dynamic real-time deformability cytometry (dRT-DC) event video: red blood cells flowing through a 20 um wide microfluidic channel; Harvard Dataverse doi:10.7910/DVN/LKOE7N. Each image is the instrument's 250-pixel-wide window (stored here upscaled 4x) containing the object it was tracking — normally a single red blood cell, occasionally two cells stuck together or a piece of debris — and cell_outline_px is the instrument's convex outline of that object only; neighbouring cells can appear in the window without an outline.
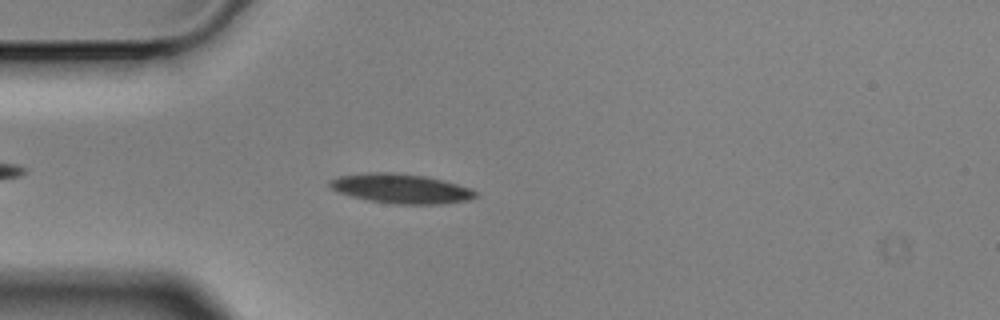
{"species": "Egyptian fruit bat (a non-hibernating species)", "species_latin": "Rousettus aegyptiacus", "temperature_condition": "cold", "stored_images_in_passage": 5, "camera_frame_rate_fps": 3000, "um_per_image_px": 0.085, "animal": {"sex": "male"}, "frame": {"image": 1, "passage_image": 4, "time_ms": 1.0, "image_size_px": [1000, 320], "cell_outline_px": [[480, 196], [472, 200], [444, 204], [396, 204], [368, 200], [352, 196], [340, 192], [332, 188], [328, 184], [328, 180], [336, 176], [368, 172], [396, 172], [424, 176], [472, 188]], "centroid_in_image_um": [34.11, 16.03], "position_along_channel_um": 50.9, "area_um2": 25.26}}